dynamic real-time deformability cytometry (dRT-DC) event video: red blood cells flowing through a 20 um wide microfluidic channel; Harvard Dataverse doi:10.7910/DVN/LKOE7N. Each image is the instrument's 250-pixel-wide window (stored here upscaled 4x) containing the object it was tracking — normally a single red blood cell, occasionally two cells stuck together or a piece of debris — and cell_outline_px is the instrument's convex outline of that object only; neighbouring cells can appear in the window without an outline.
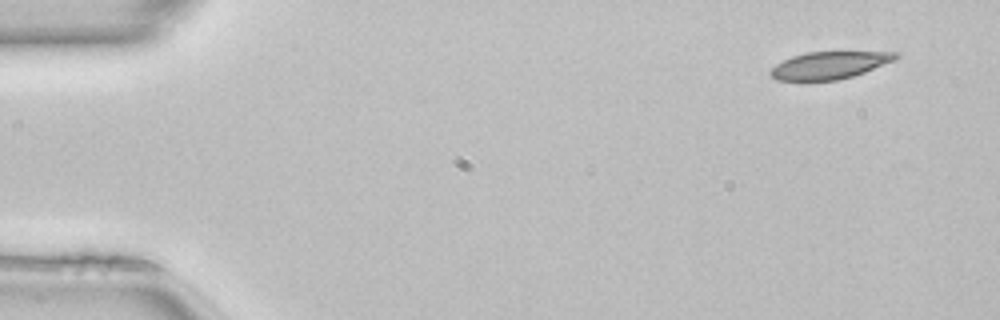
{"species": "common noctule bat (a hibernating species)", "species_latin": "Nyctalus noctula", "temperature_condition": "room temperature", "stored_images_in_passage": 47, "camera_frame_rate_fps": 3000, "um_per_image_px": 0.085, "animal": {"sex": "female", "body_mass_g": 22.7, "forearm_length_mm": 54.2}, "frame": {"image": 1, "passage_image": 1, "time_ms": 0.0, "image_size_px": [1000, 320], "cell_outline_px": [[900, 56], [892, 60], [864, 72], [852, 76], [836, 80], [776, 80], [768, 72], [776, 64], [792, 56], [808, 52], [900, 52]], "centroid_in_image_um": [70.47, 5.54], "position_along_channel_um": 14.5, "area_um2": 19.54}}
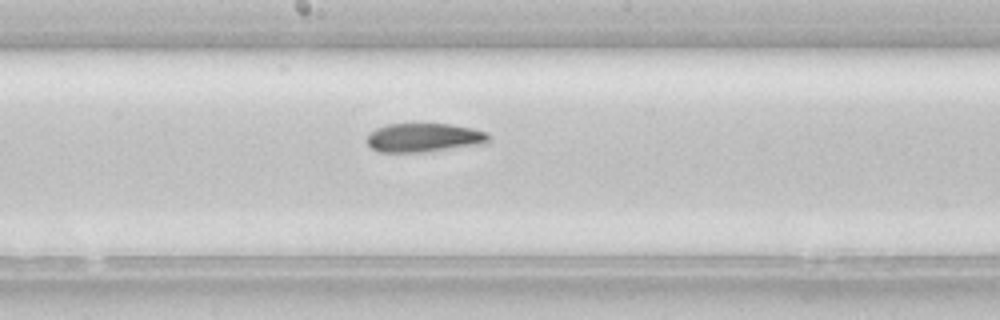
{"frame": {"image": 2, "passage_image": 24, "time_ms": 7.667, "image_size_px": [1000, 320], "cell_outline_px": [[488, 140], [484, 144], [424, 152], [380, 152], [372, 148], [368, 144], [368, 132], [376, 128], [388, 124], [452, 124], [472, 128], [488, 132]], "centroid_in_image_um": [36.04, 11.7], "position_along_channel_um": 212.2, "area_um2": 20.46}}
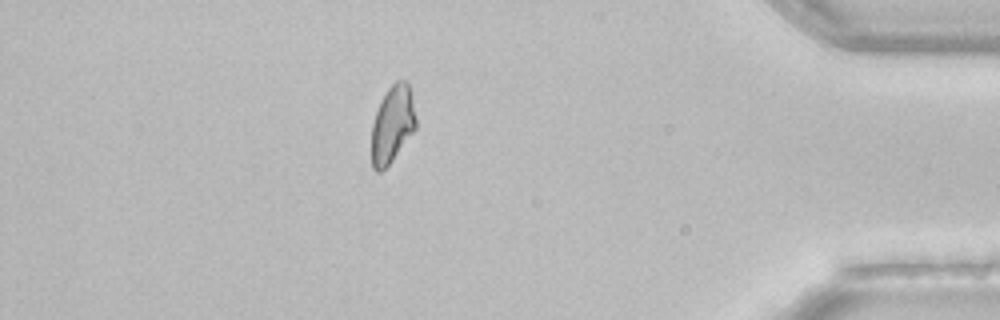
{"frame": {"image": 3, "passage_image": 41, "time_ms": 13.333, "image_size_px": [1000, 320], "cell_outline_px": [[416, 128], [392, 160], [380, 172], [376, 172], [372, 168], [372, 124], [380, 100], [388, 88], [396, 80], [408, 80], [412, 92], [416, 120]], "centroid_in_image_um": [33.36, 10.51], "position_along_channel_um": 401.8, "area_um2": 20.0}}